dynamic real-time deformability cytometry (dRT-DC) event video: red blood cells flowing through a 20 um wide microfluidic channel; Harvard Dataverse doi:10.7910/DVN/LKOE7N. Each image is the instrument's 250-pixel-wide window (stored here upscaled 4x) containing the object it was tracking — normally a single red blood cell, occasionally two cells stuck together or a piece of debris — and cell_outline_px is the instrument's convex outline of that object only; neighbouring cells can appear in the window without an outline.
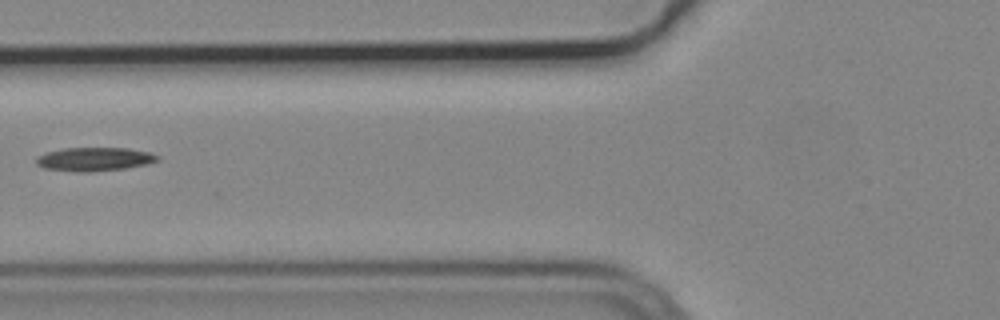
{"species": "common noctule bat (a hibernating species)", "species_latin": "Nyctalus noctula", "temperature_condition": "cold", "stored_images_in_passage": 5, "camera_frame_rate_fps": 3000, "um_per_image_px": 0.085, "animal": {"sex": "male", "body_mass_g": 19.2, "forearm_length_mm": 51.8}, "frame": {"image": 1, "passage_image": 5, "time_ms": 1.333, "image_size_px": [1000, 320], "cell_outline_px": [[160, 160], [148, 164], [124, 168], [88, 172], [76, 172], [44, 168], [36, 164], [36, 156], [48, 152], [64, 148], [128, 148], [152, 152], [160, 156]], "centroid_in_image_um": [8.06, 13.52], "position_along_channel_um": 117.7, "area_um2": 16.82}}